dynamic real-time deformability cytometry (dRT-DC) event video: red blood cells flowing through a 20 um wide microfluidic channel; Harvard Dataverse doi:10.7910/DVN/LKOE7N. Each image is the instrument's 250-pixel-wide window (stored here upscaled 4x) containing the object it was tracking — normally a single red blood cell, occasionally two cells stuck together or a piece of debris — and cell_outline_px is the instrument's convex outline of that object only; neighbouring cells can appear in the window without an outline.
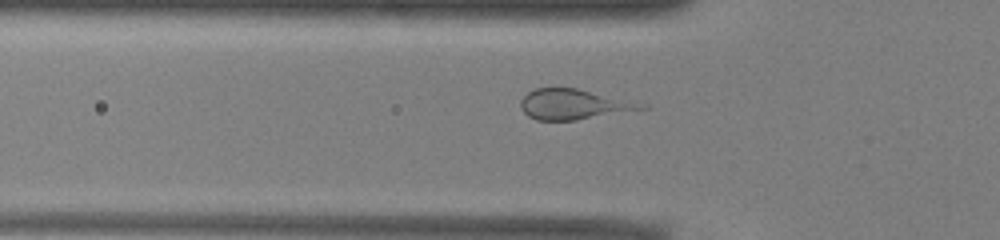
{"species": "common noctule bat (a hibernating species)", "species_latin": "Nyctalus noctula", "temperature_condition": "warm", "stored_images_in_passage": 51, "camera_frame_rate_fps": 3000, "um_per_image_px": 0.085, "animal": {"sex": "male", "body_mass_g": 13.0, "forearm_length_mm": 53.1}, "frame": {"image": 1, "passage_image": 16, "time_ms": 5.0, "image_size_px": [1000, 240], "cell_outline_px": [[652, 108], [576, 120], [536, 120], [528, 116], [520, 108], [520, 100], [528, 92], [536, 88], [576, 88], [648, 104]], "centroid_in_image_um": [48.8, 8.87], "position_along_channel_um": 77.0, "area_um2": 21.39}}
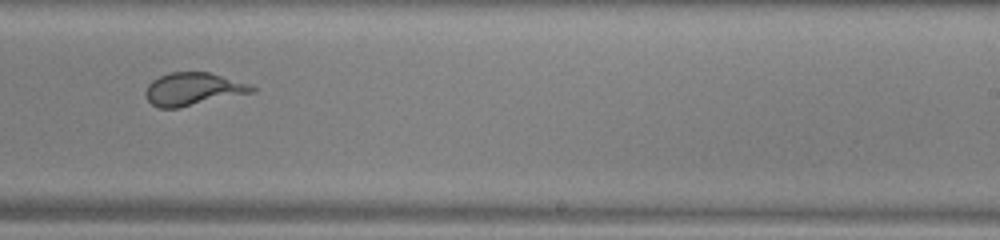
{"frame": {"image": 2, "passage_image": 31, "time_ms": 10.0, "image_size_px": [1000, 240], "cell_outline_px": [[256, 88], [252, 92], [180, 108], [160, 108], [152, 104], [148, 100], [144, 92], [148, 84], [152, 80], [168, 72], [208, 72], [248, 84]], "centroid_in_image_um": [16.34, 7.58], "position_along_channel_um": 272.7, "area_um2": 20.06}}
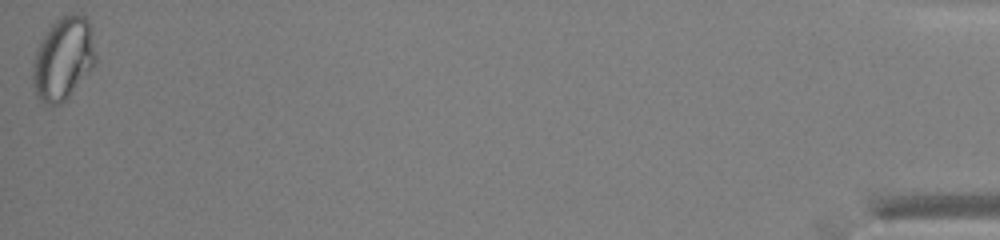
{"frame": {"image": 3, "passage_image": 51, "time_ms": 16.667, "image_size_px": [1000, 240], "cell_outline_px": [[96, 64], [68, 96], [60, 104], [44, 104], [36, 96], [32, 84], [32, 64], [36, 52], [48, 28], [60, 16], [68, 12], [76, 12], [84, 16], [88, 20], [96, 52]], "centroid_in_image_um": [5.37, 4.96], "position_along_channel_um": 429.8, "area_um2": 30.4}}